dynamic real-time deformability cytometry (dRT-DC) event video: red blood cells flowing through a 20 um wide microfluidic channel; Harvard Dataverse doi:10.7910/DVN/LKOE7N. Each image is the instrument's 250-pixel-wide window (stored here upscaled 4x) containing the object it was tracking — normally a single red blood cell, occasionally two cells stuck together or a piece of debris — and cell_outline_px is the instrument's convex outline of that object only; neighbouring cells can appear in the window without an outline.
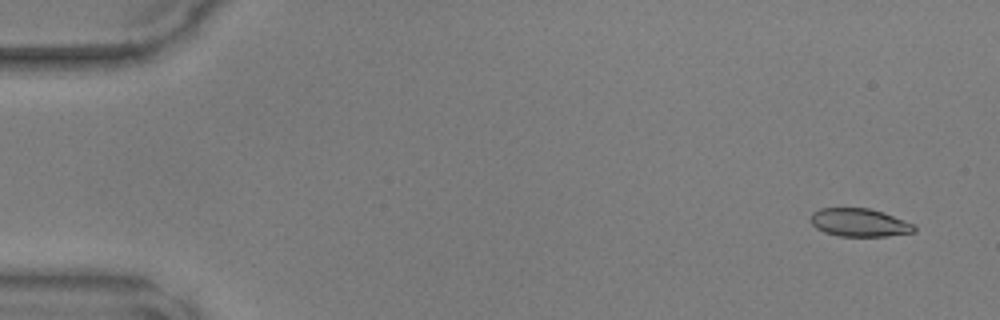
{"species": "common noctule bat (a hibernating species)", "species_latin": "Nyctalus noctula", "temperature_condition": "warm", "stored_images_in_passage": 46, "camera_frame_rate_fps": 3000, "um_per_image_px": 0.085, "animal": {"sex": "male", "body_mass_g": 17.9, "forearm_length_mm": 54.2}, "frame": {"image": 1, "passage_image": 3, "time_ms": 0.667, "image_size_px": [1000, 320], "cell_outline_px": [[916, 232], [888, 236], [840, 236], [824, 232], [816, 228], [812, 224], [812, 212], [820, 208], [868, 208], [916, 224]], "centroid_in_image_um": [73.07, 18.93], "position_along_channel_um": 11.9, "area_um2": 16.88}}
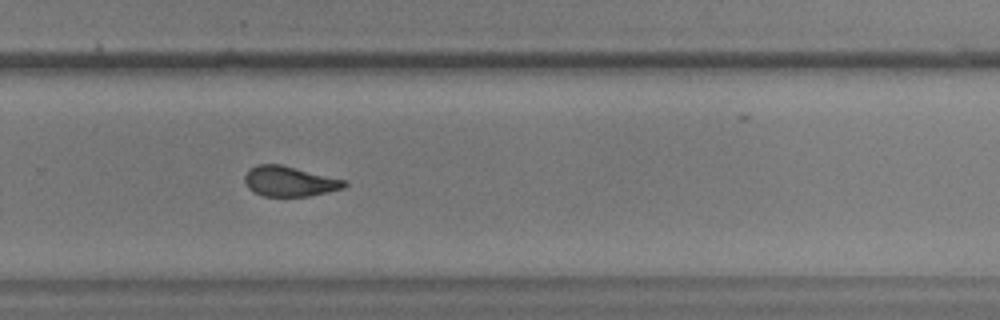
{"frame": {"image": 2, "passage_image": 33, "time_ms": 10.667, "image_size_px": [1000, 320], "cell_outline_px": [[348, 184], [344, 188], [328, 192], [308, 196], [264, 196], [252, 192], [244, 184], [244, 176], [248, 168], [256, 164], [280, 164], [348, 180]], "centroid_in_image_um": [24.59, 15.4], "position_along_channel_um": 305.2, "area_um2": 17.86}}
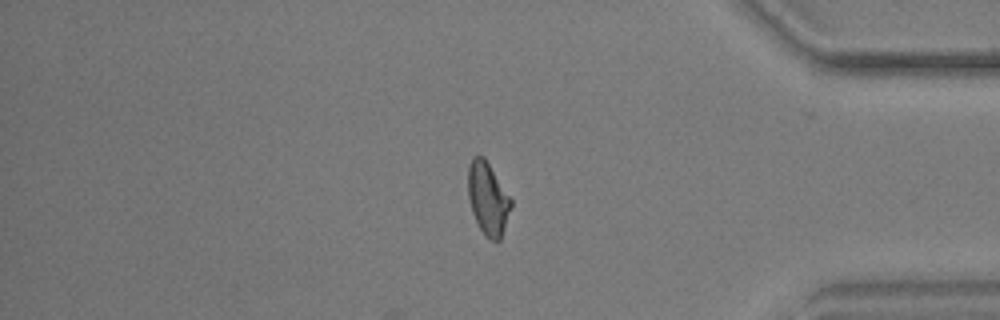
{"frame": {"image": 3, "passage_image": 41, "time_ms": 13.333, "image_size_px": [1000, 320], "cell_outline_px": [[512, 204], [500, 240], [492, 240], [484, 236], [472, 212], [468, 196], [468, 168], [472, 156], [484, 156], [512, 200]], "centroid_in_image_um": [41.46, 16.86], "position_along_channel_um": 393.7, "area_um2": 17.98}}